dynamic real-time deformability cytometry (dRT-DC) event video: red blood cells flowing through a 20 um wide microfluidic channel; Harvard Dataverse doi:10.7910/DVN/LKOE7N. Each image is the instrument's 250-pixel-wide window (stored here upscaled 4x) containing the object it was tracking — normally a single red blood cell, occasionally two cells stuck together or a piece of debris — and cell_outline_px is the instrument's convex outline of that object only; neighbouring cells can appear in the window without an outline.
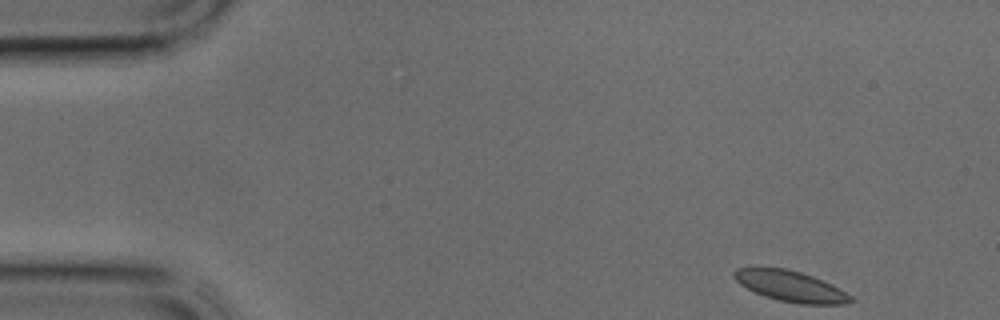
{"species": "common noctule bat (a hibernating species)", "species_latin": "Nyctalus noctula", "temperature_condition": "cold", "stored_images_in_passage": 14, "camera_frame_rate_fps": 3000, "um_per_image_px": 0.085, "animal": {"sex": "male", "body_mass_g": 17.9, "forearm_length_mm": 54.2}, "frame": {"image": 1, "passage_image": 1, "time_ms": 0.0, "image_size_px": [1000, 320], "cell_outline_px": [[856, 300], [844, 304], [800, 304], [780, 300], [764, 296], [740, 284], [732, 276], [732, 272], [736, 268], [756, 264], [788, 268], [812, 276], [832, 284], [852, 296]], "centroid_in_image_um": [67.13, 24.27], "position_along_channel_um": 17.9, "area_um2": 21.5}}
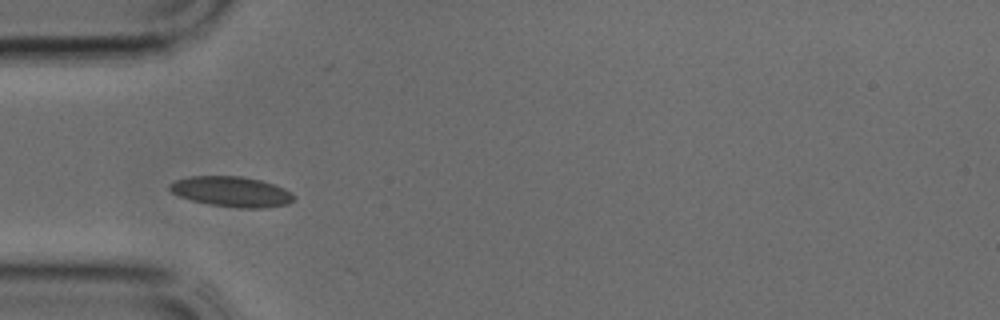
{"frame": {"image": 2, "passage_image": 9, "time_ms": 2.667, "image_size_px": [1000, 320], "cell_outline_px": [[296, 200], [288, 204], [264, 208], [236, 208], [208, 204], [192, 200], [180, 196], [172, 192], [168, 188], [168, 184], [172, 180], [188, 176], [240, 176], [260, 180], [276, 184], [292, 192], [296, 196]], "centroid_in_image_um": [19.7, 16.29], "position_along_channel_um": 65.3, "area_um2": 22.31}}
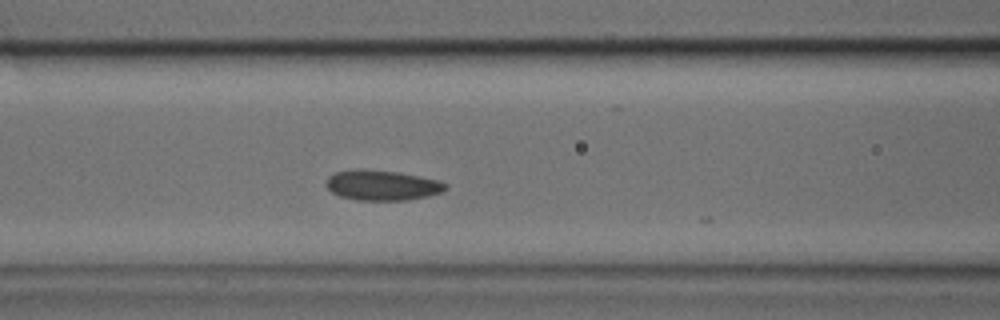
{"frame": {"image": 3, "passage_image": 13, "time_ms": 4.0, "image_size_px": [1000, 320], "cell_outline_px": [[448, 188], [444, 192], [428, 196], [408, 200], [356, 200], [340, 196], [332, 192], [324, 184], [328, 176], [332, 172], [396, 172], [436, 180], [448, 184]], "centroid_in_image_um": [32.52, 15.8], "position_along_channel_um": 134.1, "area_um2": 20.23}}